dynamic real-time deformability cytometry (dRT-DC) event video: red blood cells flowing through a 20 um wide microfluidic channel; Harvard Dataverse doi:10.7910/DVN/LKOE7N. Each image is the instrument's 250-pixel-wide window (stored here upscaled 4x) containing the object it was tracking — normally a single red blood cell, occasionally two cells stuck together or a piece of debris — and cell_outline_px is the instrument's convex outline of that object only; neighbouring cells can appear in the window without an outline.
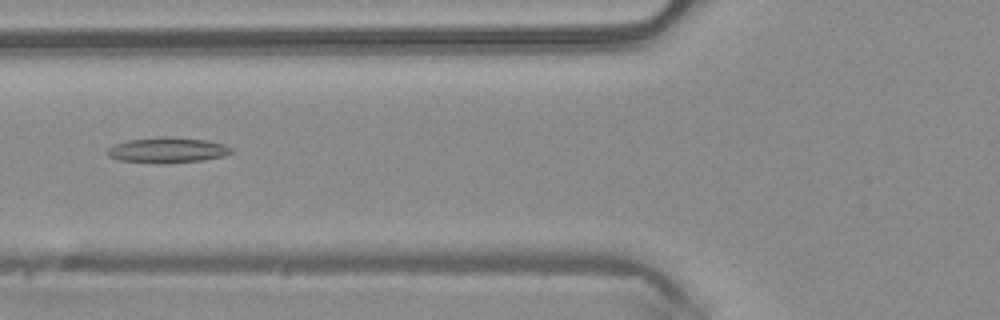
{"species": "common noctule bat (a hibernating species)", "species_latin": "Nyctalus noctula", "temperature_condition": "warm", "stored_images_in_passage": 49, "camera_frame_rate_fps": 3000, "um_per_image_px": 0.085, "animal": {"sex": "male", "body_mass_g": 20.4}, "frame": {"image": 1, "passage_image": 19, "time_ms": 6.0, "image_size_px": [1000, 320], "cell_outline_px": [[236, 152], [224, 156], [204, 160], [164, 164], [156, 164], [120, 160], [108, 156], [108, 148], [112, 144], [128, 140], [160, 136], [164, 136], [208, 140], [224, 144], [232, 148]], "centroid_in_image_um": [14.26, 12.76], "position_along_channel_um": 111.5, "area_um2": 18.79}}
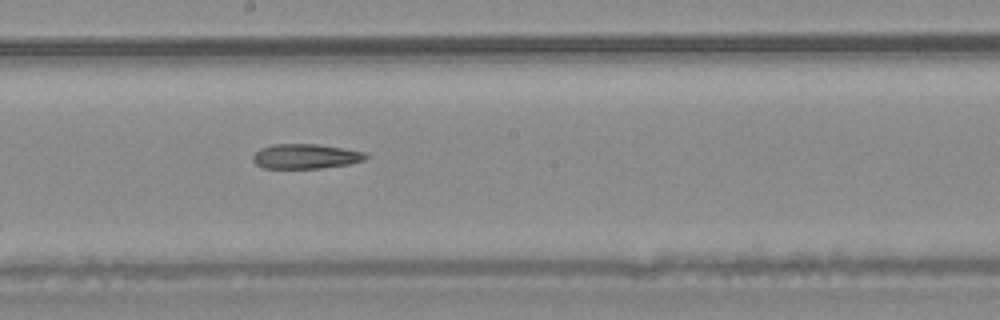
{"frame": {"image": 2, "passage_image": 27, "time_ms": 8.667, "image_size_px": [1000, 320], "cell_outline_px": [[368, 156], [364, 160], [348, 164], [320, 168], [264, 168], [256, 164], [252, 160], [252, 156], [260, 148], [272, 144], [316, 144], [344, 148], [364, 152]], "centroid_in_image_um": [25.95, 13.28], "position_along_channel_um": 222.3, "area_um2": 16.24}}
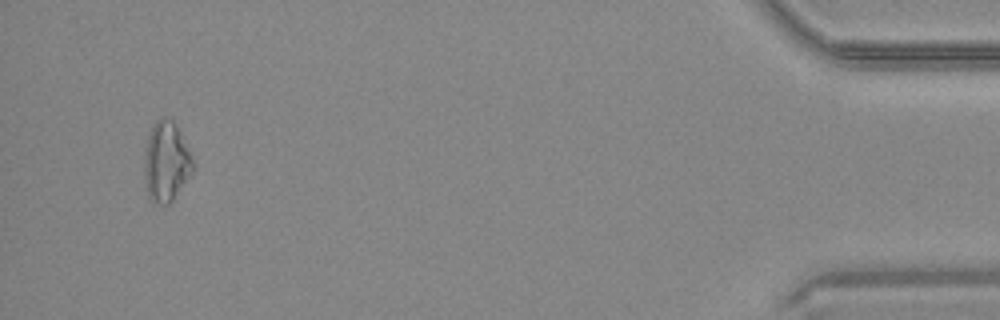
{"frame": {"image": 3, "passage_image": 47, "time_ms": 15.333, "image_size_px": [1000, 320], "cell_outline_px": [[196, 164], [192, 172], [172, 200], [168, 204], [160, 204], [152, 200], [148, 196], [144, 176], [144, 152], [148, 136], [152, 124], [160, 116], [164, 116], [172, 120], [192, 156]], "centroid_in_image_um": [14.11, 13.72], "position_along_channel_um": 421.1, "area_um2": 22.54}}